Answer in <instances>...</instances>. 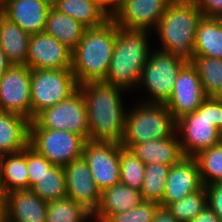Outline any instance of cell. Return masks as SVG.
<instances>
[{
	"instance_id": "6da1fadb",
	"label": "cell",
	"mask_w": 222,
	"mask_h": 222,
	"mask_svg": "<svg viewBox=\"0 0 222 222\" xmlns=\"http://www.w3.org/2000/svg\"><path fill=\"white\" fill-rule=\"evenodd\" d=\"M78 88L86 102L89 140L121 144L126 112L120 93L125 90L103 81L83 83Z\"/></svg>"
},
{
	"instance_id": "7a4b0ae2",
	"label": "cell",
	"mask_w": 222,
	"mask_h": 222,
	"mask_svg": "<svg viewBox=\"0 0 222 222\" xmlns=\"http://www.w3.org/2000/svg\"><path fill=\"white\" fill-rule=\"evenodd\" d=\"M116 40V24L110 18L103 25L87 28L72 51L71 70L78 85L101 82L107 77Z\"/></svg>"
},
{
	"instance_id": "3957f363",
	"label": "cell",
	"mask_w": 222,
	"mask_h": 222,
	"mask_svg": "<svg viewBox=\"0 0 222 222\" xmlns=\"http://www.w3.org/2000/svg\"><path fill=\"white\" fill-rule=\"evenodd\" d=\"M203 15L194 0H172L156 27L162 52L192 63L198 24Z\"/></svg>"
},
{
	"instance_id": "277c9868",
	"label": "cell",
	"mask_w": 222,
	"mask_h": 222,
	"mask_svg": "<svg viewBox=\"0 0 222 222\" xmlns=\"http://www.w3.org/2000/svg\"><path fill=\"white\" fill-rule=\"evenodd\" d=\"M148 31L127 30L116 25V40L106 84L122 88L139 84L142 69L149 59Z\"/></svg>"
},
{
	"instance_id": "5b68a950",
	"label": "cell",
	"mask_w": 222,
	"mask_h": 222,
	"mask_svg": "<svg viewBox=\"0 0 222 222\" xmlns=\"http://www.w3.org/2000/svg\"><path fill=\"white\" fill-rule=\"evenodd\" d=\"M141 105L129 113L126 112L121 145L127 149L137 143L169 138L176 132V119L165 104Z\"/></svg>"
},
{
	"instance_id": "8992f818",
	"label": "cell",
	"mask_w": 222,
	"mask_h": 222,
	"mask_svg": "<svg viewBox=\"0 0 222 222\" xmlns=\"http://www.w3.org/2000/svg\"><path fill=\"white\" fill-rule=\"evenodd\" d=\"M29 128L65 130L89 140L87 107L81 90L78 88L68 98L44 109L30 121Z\"/></svg>"
},
{
	"instance_id": "52a82bcc",
	"label": "cell",
	"mask_w": 222,
	"mask_h": 222,
	"mask_svg": "<svg viewBox=\"0 0 222 222\" xmlns=\"http://www.w3.org/2000/svg\"><path fill=\"white\" fill-rule=\"evenodd\" d=\"M78 86L71 69L31 70L32 120L44 109L68 98Z\"/></svg>"
},
{
	"instance_id": "ba28073f",
	"label": "cell",
	"mask_w": 222,
	"mask_h": 222,
	"mask_svg": "<svg viewBox=\"0 0 222 222\" xmlns=\"http://www.w3.org/2000/svg\"><path fill=\"white\" fill-rule=\"evenodd\" d=\"M85 142L69 131L29 128V146L53 165L64 167L82 157Z\"/></svg>"
},
{
	"instance_id": "9c48e42d",
	"label": "cell",
	"mask_w": 222,
	"mask_h": 222,
	"mask_svg": "<svg viewBox=\"0 0 222 222\" xmlns=\"http://www.w3.org/2000/svg\"><path fill=\"white\" fill-rule=\"evenodd\" d=\"M155 52V53H154ZM150 54L141 72L139 84L148 89L154 99L149 104H166L170 99L173 86L181 69L187 64L172 55L154 51Z\"/></svg>"
},
{
	"instance_id": "30bf717a",
	"label": "cell",
	"mask_w": 222,
	"mask_h": 222,
	"mask_svg": "<svg viewBox=\"0 0 222 222\" xmlns=\"http://www.w3.org/2000/svg\"><path fill=\"white\" fill-rule=\"evenodd\" d=\"M178 130L183 136L179 142L186 157H194L222 141V133L208 118V97L194 112L176 120V133Z\"/></svg>"
},
{
	"instance_id": "8fae6325",
	"label": "cell",
	"mask_w": 222,
	"mask_h": 222,
	"mask_svg": "<svg viewBox=\"0 0 222 222\" xmlns=\"http://www.w3.org/2000/svg\"><path fill=\"white\" fill-rule=\"evenodd\" d=\"M82 157L101 192L120 183V143L87 140Z\"/></svg>"
},
{
	"instance_id": "7c38bea8",
	"label": "cell",
	"mask_w": 222,
	"mask_h": 222,
	"mask_svg": "<svg viewBox=\"0 0 222 222\" xmlns=\"http://www.w3.org/2000/svg\"><path fill=\"white\" fill-rule=\"evenodd\" d=\"M0 110L32 121L31 69L27 65H11L0 78Z\"/></svg>"
},
{
	"instance_id": "4fadbf2b",
	"label": "cell",
	"mask_w": 222,
	"mask_h": 222,
	"mask_svg": "<svg viewBox=\"0 0 222 222\" xmlns=\"http://www.w3.org/2000/svg\"><path fill=\"white\" fill-rule=\"evenodd\" d=\"M172 0H123L111 19L122 29L148 31L156 28Z\"/></svg>"
},
{
	"instance_id": "5bb4252c",
	"label": "cell",
	"mask_w": 222,
	"mask_h": 222,
	"mask_svg": "<svg viewBox=\"0 0 222 222\" xmlns=\"http://www.w3.org/2000/svg\"><path fill=\"white\" fill-rule=\"evenodd\" d=\"M26 65L31 69H71L72 50L42 32L30 35Z\"/></svg>"
},
{
	"instance_id": "9a60e30c",
	"label": "cell",
	"mask_w": 222,
	"mask_h": 222,
	"mask_svg": "<svg viewBox=\"0 0 222 222\" xmlns=\"http://www.w3.org/2000/svg\"><path fill=\"white\" fill-rule=\"evenodd\" d=\"M207 98L199 74L192 63H187L180 71L173 86V92L165 104L177 120L194 112Z\"/></svg>"
},
{
	"instance_id": "2e32d148",
	"label": "cell",
	"mask_w": 222,
	"mask_h": 222,
	"mask_svg": "<svg viewBox=\"0 0 222 222\" xmlns=\"http://www.w3.org/2000/svg\"><path fill=\"white\" fill-rule=\"evenodd\" d=\"M63 170L67 197L94 214L100 204L101 191L97 188L84 158L73 160Z\"/></svg>"
},
{
	"instance_id": "e0dca14e",
	"label": "cell",
	"mask_w": 222,
	"mask_h": 222,
	"mask_svg": "<svg viewBox=\"0 0 222 222\" xmlns=\"http://www.w3.org/2000/svg\"><path fill=\"white\" fill-rule=\"evenodd\" d=\"M52 0H4L0 12L29 35L44 32Z\"/></svg>"
},
{
	"instance_id": "ac0fdd59",
	"label": "cell",
	"mask_w": 222,
	"mask_h": 222,
	"mask_svg": "<svg viewBox=\"0 0 222 222\" xmlns=\"http://www.w3.org/2000/svg\"><path fill=\"white\" fill-rule=\"evenodd\" d=\"M203 186L197 161L185 156L168 171L162 205L177 202Z\"/></svg>"
},
{
	"instance_id": "d6986e66",
	"label": "cell",
	"mask_w": 222,
	"mask_h": 222,
	"mask_svg": "<svg viewBox=\"0 0 222 222\" xmlns=\"http://www.w3.org/2000/svg\"><path fill=\"white\" fill-rule=\"evenodd\" d=\"M6 222H46L48 202L31 189L5 194Z\"/></svg>"
},
{
	"instance_id": "ffe728a7",
	"label": "cell",
	"mask_w": 222,
	"mask_h": 222,
	"mask_svg": "<svg viewBox=\"0 0 222 222\" xmlns=\"http://www.w3.org/2000/svg\"><path fill=\"white\" fill-rule=\"evenodd\" d=\"M176 136L177 134L169 138H159L144 143H137L129 149L145 165L160 163L171 167L185 157Z\"/></svg>"
},
{
	"instance_id": "44dd1931",
	"label": "cell",
	"mask_w": 222,
	"mask_h": 222,
	"mask_svg": "<svg viewBox=\"0 0 222 222\" xmlns=\"http://www.w3.org/2000/svg\"><path fill=\"white\" fill-rule=\"evenodd\" d=\"M142 201L139 190L119 183L101 192L100 204L93 217L96 222H102L108 215L127 212Z\"/></svg>"
},
{
	"instance_id": "7402d4cb",
	"label": "cell",
	"mask_w": 222,
	"mask_h": 222,
	"mask_svg": "<svg viewBox=\"0 0 222 222\" xmlns=\"http://www.w3.org/2000/svg\"><path fill=\"white\" fill-rule=\"evenodd\" d=\"M29 126V119L0 110V152L23 151L29 145Z\"/></svg>"
},
{
	"instance_id": "603a6c76",
	"label": "cell",
	"mask_w": 222,
	"mask_h": 222,
	"mask_svg": "<svg viewBox=\"0 0 222 222\" xmlns=\"http://www.w3.org/2000/svg\"><path fill=\"white\" fill-rule=\"evenodd\" d=\"M30 35L0 12V46L12 65H26Z\"/></svg>"
},
{
	"instance_id": "cb8c5ba5",
	"label": "cell",
	"mask_w": 222,
	"mask_h": 222,
	"mask_svg": "<svg viewBox=\"0 0 222 222\" xmlns=\"http://www.w3.org/2000/svg\"><path fill=\"white\" fill-rule=\"evenodd\" d=\"M52 6L86 28L101 26L111 18L94 0H52Z\"/></svg>"
},
{
	"instance_id": "d4e9b609",
	"label": "cell",
	"mask_w": 222,
	"mask_h": 222,
	"mask_svg": "<svg viewBox=\"0 0 222 222\" xmlns=\"http://www.w3.org/2000/svg\"><path fill=\"white\" fill-rule=\"evenodd\" d=\"M86 29L81 23L52 6L46 18L44 32L73 51L82 39Z\"/></svg>"
},
{
	"instance_id": "484cf974",
	"label": "cell",
	"mask_w": 222,
	"mask_h": 222,
	"mask_svg": "<svg viewBox=\"0 0 222 222\" xmlns=\"http://www.w3.org/2000/svg\"><path fill=\"white\" fill-rule=\"evenodd\" d=\"M194 56L222 59V26L217 18L203 16L196 31Z\"/></svg>"
},
{
	"instance_id": "4316f807",
	"label": "cell",
	"mask_w": 222,
	"mask_h": 222,
	"mask_svg": "<svg viewBox=\"0 0 222 222\" xmlns=\"http://www.w3.org/2000/svg\"><path fill=\"white\" fill-rule=\"evenodd\" d=\"M0 183L4 194L29 189L27 147L23 151L6 155Z\"/></svg>"
},
{
	"instance_id": "83f0119b",
	"label": "cell",
	"mask_w": 222,
	"mask_h": 222,
	"mask_svg": "<svg viewBox=\"0 0 222 222\" xmlns=\"http://www.w3.org/2000/svg\"><path fill=\"white\" fill-rule=\"evenodd\" d=\"M196 68L207 97H222V59L194 56Z\"/></svg>"
},
{
	"instance_id": "f1b7e54d",
	"label": "cell",
	"mask_w": 222,
	"mask_h": 222,
	"mask_svg": "<svg viewBox=\"0 0 222 222\" xmlns=\"http://www.w3.org/2000/svg\"><path fill=\"white\" fill-rule=\"evenodd\" d=\"M30 189L46 202L67 197L65 174L62 166L52 165Z\"/></svg>"
},
{
	"instance_id": "f546056e",
	"label": "cell",
	"mask_w": 222,
	"mask_h": 222,
	"mask_svg": "<svg viewBox=\"0 0 222 222\" xmlns=\"http://www.w3.org/2000/svg\"><path fill=\"white\" fill-rule=\"evenodd\" d=\"M169 169L170 166L160 163L145 165L143 185L140 190L143 201L162 205Z\"/></svg>"
},
{
	"instance_id": "4dcf8cb0",
	"label": "cell",
	"mask_w": 222,
	"mask_h": 222,
	"mask_svg": "<svg viewBox=\"0 0 222 222\" xmlns=\"http://www.w3.org/2000/svg\"><path fill=\"white\" fill-rule=\"evenodd\" d=\"M89 217L93 214L71 198L48 202L46 222H85Z\"/></svg>"
},
{
	"instance_id": "1f68e13d",
	"label": "cell",
	"mask_w": 222,
	"mask_h": 222,
	"mask_svg": "<svg viewBox=\"0 0 222 222\" xmlns=\"http://www.w3.org/2000/svg\"><path fill=\"white\" fill-rule=\"evenodd\" d=\"M204 186L222 182V141L194 156Z\"/></svg>"
},
{
	"instance_id": "d6a6232c",
	"label": "cell",
	"mask_w": 222,
	"mask_h": 222,
	"mask_svg": "<svg viewBox=\"0 0 222 222\" xmlns=\"http://www.w3.org/2000/svg\"><path fill=\"white\" fill-rule=\"evenodd\" d=\"M144 174L145 164L120 144V183L140 191Z\"/></svg>"
},
{
	"instance_id": "836d02e7",
	"label": "cell",
	"mask_w": 222,
	"mask_h": 222,
	"mask_svg": "<svg viewBox=\"0 0 222 222\" xmlns=\"http://www.w3.org/2000/svg\"><path fill=\"white\" fill-rule=\"evenodd\" d=\"M207 206L206 188L203 186L183 199L167 205L179 222H190Z\"/></svg>"
},
{
	"instance_id": "e575fe53",
	"label": "cell",
	"mask_w": 222,
	"mask_h": 222,
	"mask_svg": "<svg viewBox=\"0 0 222 222\" xmlns=\"http://www.w3.org/2000/svg\"><path fill=\"white\" fill-rule=\"evenodd\" d=\"M158 205L154 202L142 201L127 212L108 215L102 222H152Z\"/></svg>"
},
{
	"instance_id": "d590c367",
	"label": "cell",
	"mask_w": 222,
	"mask_h": 222,
	"mask_svg": "<svg viewBox=\"0 0 222 222\" xmlns=\"http://www.w3.org/2000/svg\"><path fill=\"white\" fill-rule=\"evenodd\" d=\"M53 164L50 163L44 156L37 153L33 148L29 145L27 146V168L29 175V189L30 187L39 182L47 169L50 168Z\"/></svg>"
},
{
	"instance_id": "8d00e7d4",
	"label": "cell",
	"mask_w": 222,
	"mask_h": 222,
	"mask_svg": "<svg viewBox=\"0 0 222 222\" xmlns=\"http://www.w3.org/2000/svg\"><path fill=\"white\" fill-rule=\"evenodd\" d=\"M207 205L218 215L222 222V182L205 186Z\"/></svg>"
},
{
	"instance_id": "74e56055",
	"label": "cell",
	"mask_w": 222,
	"mask_h": 222,
	"mask_svg": "<svg viewBox=\"0 0 222 222\" xmlns=\"http://www.w3.org/2000/svg\"><path fill=\"white\" fill-rule=\"evenodd\" d=\"M208 118L211 124L222 133V99L208 97Z\"/></svg>"
},
{
	"instance_id": "f35d334b",
	"label": "cell",
	"mask_w": 222,
	"mask_h": 222,
	"mask_svg": "<svg viewBox=\"0 0 222 222\" xmlns=\"http://www.w3.org/2000/svg\"><path fill=\"white\" fill-rule=\"evenodd\" d=\"M205 17H218L222 13V0H194Z\"/></svg>"
},
{
	"instance_id": "ab89813d",
	"label": "cell",
	"mask_w": 222,
	"mask_h": 222,
	"mask_svg": "<svg viewBox=\"0 0 222 222\" xmlns=\"http://www.w3.org/2000/svg\"><path fill=\"white\" fill-rule=\"evenodd\" d=\"M152 222H179L177 218L170 212L167 206L158 205L154 211Z\"/></svg>"
},
{
	"instance_id": "60d3db41",
	"label": "cell",
	"mask_w": 222,
	"mask_h": 222,
	"mask_svg": "<svg viewBox=\"0 0 222 222\" xmlns=\"http://www.w3.org/2000/svg\"><path fill=\"white\" fill-rule=\"evenodd\" d=\"M190 222H221L218 215L207 205Z\"/></svg>"
},
{
	"instance_id": "b9f144b4",
	"label": "cell",
	"mask_w": 222,
	"mask_h": 222,
	"mask_svg": "<svg viewBox=\"0 0 222 222\" xmlns=\"http://www.w3.org/2000/svg\"><path fill=\"white\" fill-rule=\"evenodd\" d=\"M110 17L119 9L123 0H94ZM111 6V8L109 6Z\"/></svg>"
},
{
	"instance_id": "7bdbcfd3",
	"label": "cell",
	"mask_w": 222,
	"mask_h": 222,
	"mask_svg": "<svg viewBox=\"0 0 222 222\" xmlns=\"http://www.w3.org/2000/svg\"><path fill=\"white\" fill-rule=\"evenodd\" d=\"M11 63L8 61L2 47L0 46V78L11 67Z\"/></svg>"
},
{
	"instance_id": "ee69618b",
	"label": "cell",
	"mask_w": 222,
	"mask_h": 222,
	"mask_svg": "<svg viewBox=\"0 0 222 222\" xmlns=\"http://www.w3.org/2000/svg\"><path fill=\"white\" fill-rule=\"evenodd\" d=\"M6 155H7L6 153L0 152V182L3 177L4 160Z\"/></svg>"
},
{
	"instance_id": "f6af8a7d",
	"label": "cell",
	"mask_w": 222,
	"mask_h": 222,
	"mask_svg": "<svg viewBox=\"0 0 222 222\" xmlns=\"http://www.w3.org/2000/svg\"><path fill=\"white\" fill-rule=\"evenodd\" d=\"M0 222H6V208L5 204L0 205Z\"/></svg>"
},
{
	"instance_id": "bcb514c9",
	"label": "cell",
	"mask_w": 222,
	"mask_h": 222,
	"mask_svg": "<svg viewBox=\"0 0 222 222\" xmlns=\"http://www.w3.org/2000/svg\"><path fill=\"white\" fill-rule=\"evenodd\" d=\"M4 200H5V194H4L3 191H2L1 183H0V205H1V204H5V203H4Z\"/></svg>"
},
{
	"instance_id": "7dc6e473",
	"label": "cell",
	"mask_w": 222,
	"mask_h": 222,
	"mask_svg": "<svg viewBox=\"0 0 222 222\" xmlns=\"http://www.w3.org/2000/svg\"><path fill=\"white\" fill-rule=\"evenodd\" d=\"M216 18L219 20V22H220V24L222 26V13L218 17H216Z\"/></svg>"
}]
</instances>
